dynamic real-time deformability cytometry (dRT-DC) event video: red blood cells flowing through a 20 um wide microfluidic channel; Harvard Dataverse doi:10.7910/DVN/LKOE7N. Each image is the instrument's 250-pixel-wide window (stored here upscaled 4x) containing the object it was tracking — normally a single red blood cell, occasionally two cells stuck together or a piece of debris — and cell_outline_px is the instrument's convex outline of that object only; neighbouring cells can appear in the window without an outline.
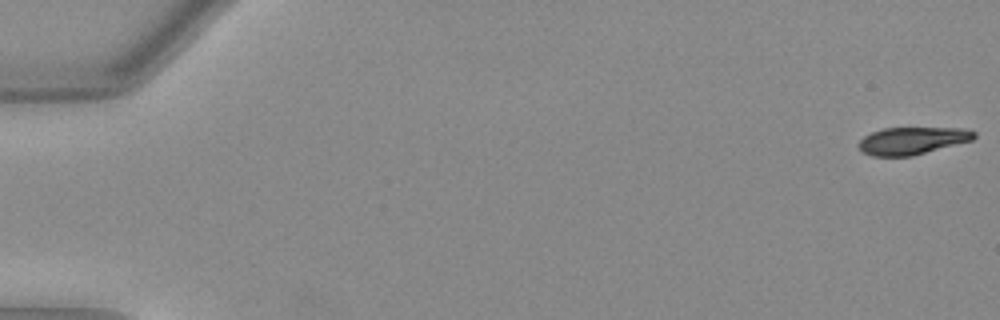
{"species": "Egyptian fruit bat (a non-hibernating species)", "species_latin": "Rousettus aegyptiacus", "temperature_condition": "warm", "stored_images_in_passage": 52, "camera_frame_rate_fps": 3000, "um_per_image_px": 0.085, "animal": {"sex": "female"}, "frame": {"image": 1, "passage_image": 1, "time_ms": 0.0, "image_size_px": [1000, 320], "cell_outline_px": [[976, 136], [972, 140], [912, 156], [872, 156], [860, 152], [856, 144], [864, 136], [872, 132], [884, 128], [964, 128], [976, 132]], "centroid_in_image_um": [77.5, 11.96], "position_along_channel_um": 7.5, "area_um2": 18.5}}
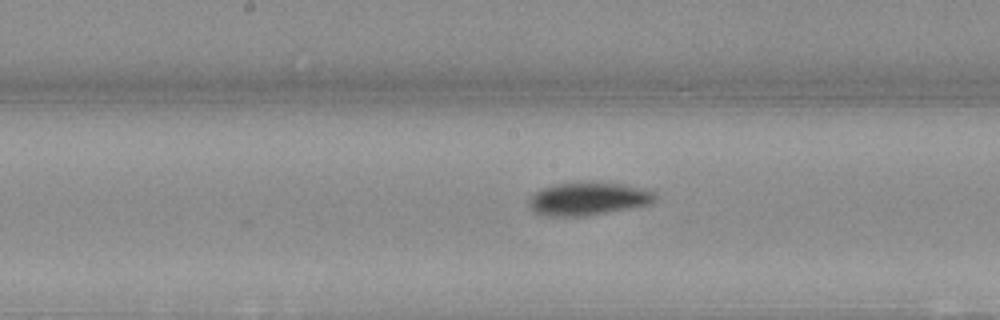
{"frame": {"image": 2, "passage_image": 28, "time_ms": 9.0, "image_size_px": [1000, 320], "cell_outline_px": [[656, 196], [648, 204], [584, 216], [552, 216], [536, 212], [528, 204], [528, 200], [536, 192], [552, 184], [576, 180], [608, 180], [648, 188], [656, 192]], "centroid_in_image_um": [50.03, 16.81], "position_along_channel_um": 198.2, "area_um2": 24.97}}
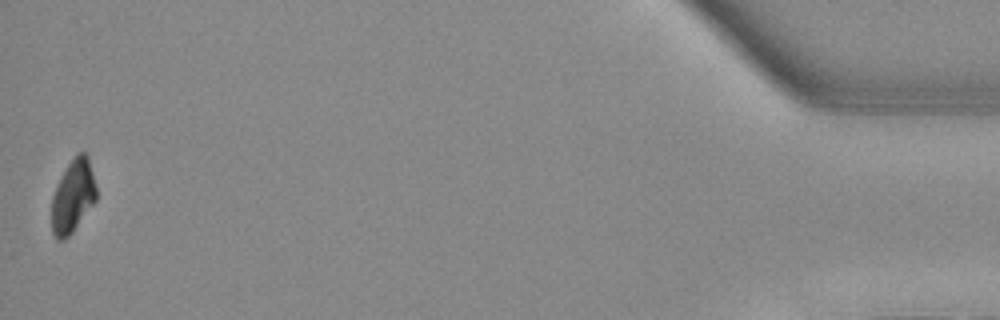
{"frame": {"image": 3, "passage_image": 52, "time_ms": 17.0, "image_size_px": [1000, 320], "cell_outline_px": [[96, 200], [72, 232], [64, 240], [56, 240], [52, 232], [52, 196], [68, 164], [76, 152], [84, 152], [88, 156], [96, 188]], "centroid_in_image_um": [6.2, 16.68], "position_along_channel_um": 429.0, "area_um2": 18.67}, "authors_computed_cell_mechanics": {"area_um2": 21.3282, "velocity_mm_per_s": 3.9856, "shape_relaxation_time_tau1_ms": 3.2512, "shape_relaxation_time_tau2_ms": null, "deformation_change_tau1": 0.1518, "deformation_change_tau2": null}}